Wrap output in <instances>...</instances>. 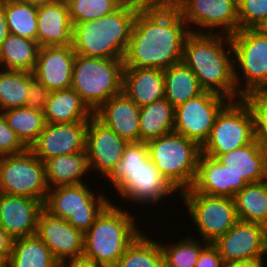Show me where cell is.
<instances>
[{
    "mask_svg": "<svg viewBox=\"0 0 267 267\" xmlns=\"http://www.w3.org/2000/svg\"><path fill=\"white\" fill-rule=\"evenodd\" d=\"M189 33L181 14L168 0H154L135 16L124 68L165 70L182 62L184 41Z\"/></svg>",
    "mask_w": 267,
    "mask_h": 267,
    "instance_id": "6da1fadb",
    "label": "cell"
},
{
    "mask_svg": "<svg viewBox=\"0 0 267 267\" xmlns=\"http://www.w3.org/2000/svg\"><path fill=\"white\" fill-rule=\"evenodd\" d=\"M182 62L196 75L204 91L230 101L242 98L237 92L234 78L230 35L190 32L184 41Z\"/></svg>",
    "mask_w": 267,
    "mask_h": 267,
    "instance_id": "7a4b0ae2",
    "label": "cell"
},
{
    "mask_svg": "<svg viewBox=\"0 0 267 267\" xmlns=\"http://www.w3.org/2000/svg\"><path fill=\"white\" fill-rule=\"evenodd\" d=\"M105 179L121 198L135 205L157 204L178 193L150 160L146 142L128 143L121 161Z\"/></svg>",
    "mask_w": 267,
    "mask_h": 267,
    "instance_id": "3957f363",
    "label": "cell"
},
{
    "mask_svg": "<svg viewBox=\"0 0 267 267\" xmlns=\"http://www.w3.org/2000/svg\"><path fill=\"white\" fill-rule=\"evenodd\" d=\"M140 8L121 5L99 19L73 25L76 54L102 59H124L135 16Z\"/></svg>",
    "mask_w": 267,
    "mask_h": 267,
    "instance_id": "277c9868",
    "label": "cell"
},
{
    "mask_svg": "<svg viewBox=\"0 0 267 267\" xmlns=\"http://www.w3.org/2000/svg\"><path fill=\"white\" fill-rule=\"evenodd\" d=\"M113 203L101 212L84 233L83 256L103 267H114L127 247L142 233L137 228L135 216Z\"/></svg>",
    "mask_w": 267,
    "mask_h": 267,
    "instance_id": "5b68a950",
    "label": "cell"
},
{
    "mask_svg": "<svg viewBox=\"0 0 267 267\" xmlns=\"http://www.w3.org/2000/svg\"><path fill=\"white\" fill-rule=\"evenodd\" d=\"M146 145L150 160L179 195L192 186L202 153L197 142L172 131Z\"/></svg>",
    "mask_w": 267,
    "mask_h": 267,
    "instance_id": "8992f818",
    "label": "cell"
},
{
    "mask_svg": "<svg viewBox=\"0 0 267 267\" xmlns=\"http://www.w3.org/2000/svg\"><path fill=\"white\" fill-rule=\"evenodd\" d=\"M123 72V59H102L76 54L71 88L94 113L110 98L123 92Z\"/></svg>",
    "mask_w": 267,
    "mask_h": 267,
    "instance_id": "52a82bcc",
    "label": "cell"
},
{
    "mask_svg": "<svg viewBox=\"0 0 267 267\" xmlns=\"http://www.w3.org/2000/svg\"><path fill=\"white\" fill-rule=\"evenodd\" d=\"M230 38L238 94L244 98L254 91L267 89V34L260 29H243Z\"/></svg>",
    "mask_w": 267,
    "mask_h": 267,
    "instance_id": "ba28073f",
    "label": "cell"
},
{
    "mask_svg": "<svg viewBox=\"0 0 267 267\" xmlns=\"http://www.w3.org/2000/svg\"><path fill=\"white\" fill-rule=\"evenodd\" d=\"M255 140L254 116L244 98L229 101L218 113L202 154L216 158Z\"/></svg>",
    "mask_w": 267,
    "mask_h": 267,
    "instance_id": "9c48e42d",
    "label": "cell"
},
{
    "mask_svg": "<svg viewBox=\"0 0 267 267\" xmlns=\"http://www.w3.org/2000/svg\"><path fill=\"white\" fill-rule=\"evenodd\" d=\"M93 191L88 183L55 187L49 189L44 207L85 233L112 202L105 192Z\"/></svg>",
    "mask_w": 267,
    "mask_h": 267,
    "instance_id": "30bf717a",
    "label": "cell"
},
{
    "mask_svg": "<svg viewBox=\"0 0 267 267\" xmlns=\"http://www.w3.org/2000/svg\"><path fill=\"white\" fill-rule=\"evenodd\" d=\"M48 191L44 163L29 149L16 155L0 156V193L45 203Z\"/></svg>",
    "mask_w": 267,
    "mask_h": 267,
    "instance_id": "8fae6325",
    "label": "cell"
},
{
    "mask_svg": "<svg viewBox=\"0 0 267 267\" xmlns=\"http://www.w3.org/2000/svg\"><path fill=\"white\" fill-rule=\"evenodd\" d=\"M188 214L202 241L214 243L238 221L234 199L197 192H181Z\"/></svg>",
    "mask_w": 267,
    "mask_h": 267,
    "instance_id": "7c38bea8",
    "label": "cell"
},
{
    "mask_svg": "<svg viewBox=\"0 0 267 267\" xmlns=\"http://www.w3.org/2000/svg\"><path fill=\"white\" fill-rule=\"evenodd\" d=\"M168 1L179 11L190 32L205 33L207 30L206 33H221L231 36L239 31L236 0ZM191 25L195 29H191Z\"/></svg>",
    "mask_w": 267,
    "mask_h": 267,
    "instance_id": "4fadbf2b",
    "label": "cell"
},
{
    "mask_svg": "<svg viewBox=\"0 0 267 267\" xmlns=\"http://www.w3.org/2000/svg\"><path fill=\"white\" fill-rule=\"evenodd\" d=\"M230 100L208 91L177 106L174 131L202 146L208 139L215 119Z\"/></svg>",
    "mask_w": 267,
    "mask_h": 267,
    "instance_id": "5bb4252c",
    "label": "cell"
},
{
    "mask_svg": "<svg viewBox=\"0 0 267 267\" xmlns=\"http://www.w3.org/2000/svg\"><path fill=\"white\" fill-rule=\"evenodd\" d=\"M224 263L248 261L267 255V227L238 220L212 243Z\"/></svg>",
    "mask_w": 267,
    "mask_h": 267,
    "instance_id": "9a60e30c",
    "label": "cell"
},
{
    "mask_svg": "<svg viewBox=\"0 0 267 267\" xmlns=\"http://www.w3.org/2000/svg\"><path fill=\"white\" fill-rule=\"evenodd\" d=\"M128 143L93 115L86 129L85 150L89 170H96L106 178L121 161Z\"/></svg>",
    "mask_w": 267,
    "mask_h": 267,
    "instance_id": "2e32d148",
    "label": "cell"
},
{
    "mask_svg": "<svg viewBox=\"0 0 267 267\" xmlns=\"http://www.w3.org/2000/svg\"><path fill=\"white\" fill-rule=\"evenodd\" d=\"M35 235L47 245L59 263L83 256L84 233L45 207L39 215Z\"/></svg>",
    "mask_w": 267,
    "mask_h": 267,
    "instance_id": "e0dca14e",
    "label": "cell"
},
{
    "mask_svg": "<svg viewBox=\"0 0 267 267\" xmlns=\"http://www.w3.org/2000/svg\"><path fill=\"white\" fill-rule=\"evenodd\" d=\"M88 122L46 123L29 150L42 162L55 156L85 151Z\"/></svg>",
    "mask_w": 267,
    "mask_h": 267,
    "instance_id": "ac0fdd59",
    "label": "cell"
},
{
    "mask_svg": "<svg viewBox=\"0 0 267 267\" xmlns=\"http://www.w3.org/2000/svg\"><path fill=\"white\" fill-rule=\"evenodd\" d=\"M247 184L242 176L234 174L216 158L201 153L194 182L183 192H197L233 199L236 192L241 191Z\"/></svg>",
    "mask_w": 267,
    "mask_h": 267,
    "instance_id": "d6986e66",
    "label": "cell"
},
{
    "mask_svg": "<svg viewBox=\"0 0 267 267\" xmlns=\"http://www.w3.org/2000/svg\"><path fill=\"white\" fill-rule=\"evenodd\" d=\"M75 56L72 44L40 47L34 77L49 91L71 88Z\"/></svg>",
    "mask_w": 267,
    "mask_h": 267,
    "instance_id": "ffe728a7",
    "label": "cell"
},
{
    "mask_svg": "<svg viewBox=\"0 0 267 267\" xmlns=\"http://www.w3.org/2000/svg\"><path fill=\"white\" fill-rule=\"evenodd\" d=\"M43 207L36 199L0 193V226L13 239L34 235Z\"/></svg>",
    "mask_w": 267,
    "mask_h": 267,
    "instance_id": "44dd1931",
    "label": "cell"
},
{
    "mask_svg": "<svg viewBox=\"0 0 267 267\" xmlns=\"http://www.w3.org/2000/svg\"><path fill=\"white\" fill-rule=\"evenodd\" d=\"M94 116L129 143L140 142V107L124 92L106 101Z\"/></svg>",
    "mask_w": 267,
    "mask_h": 267,
    "instance_id": "7402d4cb",
    "label": "cell"
},
{
    "mask_svg": "<svg viewBox=\"0 0 267 267\" xmlns=\"http://www.w3.org/2000/svg\"><path fill=\"white\" fill-rule=\"evenodd\" d=\"M37 42L40 47L72 44L73 24L65 0L38 6Z\"/></svg>",
    "mask_w": 267,
    "mask_h": 267,
    "instance_id": "603a6c76",
    "label": "cell"
},
{
    "mask_svg": "<svg viewBox=\"0 0 267 267\" xmlns=\"http://www.w3.org/2000/svg\"><path fill=\"white\" fill-rule=\"evenodd\" d=\"M216 159L234 174L242 176L248 184L267 180V148L257 139L241 148L220 154Z\"/></svg>",
    "mask_w": 267,
    "mask_h": 267,
    "instance_id": "cb8c5ba5",
    "label": "cell"
},
{
    "mask_svg": "<svg viewBox=\"0 0 267 267\" xmlns=\"http://www.w3.org/2000/svg\"><path fill=\"white\" fill-rule=\"evenodd\" d=\"M123 92L139 107L165 98V79L159 68H124Z\"/></svg>",
    "mask_w": 267,
    "mask_h": 267,
    "instance_id": "d4e9b609",
    "label": "cell"
},
{
    "mask_svg": "<svg viewBox=\"0 0 267 267\" xmlns=\"http://www.w3.org/2000/svg\"><path fill=\"white\" fill-rule=\"evenodd\" d=\"M43 112L46 123L50 124L88 122L94 115L72 88L50 91Z\"/></svg>",
    "mask_w": 267,
    "mask_h": 267,
    "instance_id": "484cf974",
    "label": "cell"
},
{
    "mask_svg": "<svg viewBox=\"0 0 267 267\" xmlns=\"http://www.w3.org/2000/svg\"><path fill=\"white\" fill-rule=\"evenodd\" d=\"M43 163L49 189L82 184L85 182V176L88 172L90 173L86 150L69 155L55 156L43 161Z\"/></svg>",
    "mask_w": 267,
    "mask_h": 267,
    "instance_id": "4316f807",
    "label": "cell"
},
{
    "mask_svg": "<svg viewBox=\"0 0 267 267\" xmlns=\"http://www.w3.org/2000/svg\"><path fill=\"white\" fill-rule=\"evenodd\" d=\"M165 79V99L174 107L202 94L196 75L183 62L163 70Z\"/></svg>",
    "mask_w": 267,
    "mask_h": 267,
    "instance_id": "83f0119b",
    "label": "cell"
},
{
    "mask_svg": "<svg viewBox=\"0 0 267 267\" xmlns=\"http://www.w3.org/2000/svg\"><path fill=\"white\" fill-rule=\"evenodd\" d=\"M39 48L37 41L10 33L0 45V69L33 73Z\"/></svg>",
    "mask_w": 267,
    "mask_h": 267,
    "instance_id": "f1b7e54d",
    "label": "cell"
},
{
    "mask_svg": "<svg viewBox=\"0 0 267 267\" xmlns=\"http://www.w3.org/2000/svg\"><path fill=\"white\" fill-rule=\"evenodd\" d=\"M7 267H59V262L34 234L13 240Z\"/></svg>",
    "mask_w": 267,
    "mask_h": 267,
    "instance_id": "f546056e",
    "label": "cell"
},
{
    "mask_svg": "<svg viewBox=\"0 0 267 267\" xmlns=\"http://www.w3.org/2000/svg\"><path fill=\"white\" fill-rule=\"evenodd\" d=\"M175 108L165 99L140 107V142L174 131Z\"/></svg>",
    "mask_w": 267,
    "mask_h": 267,
    "instance_id": "4dcf8cb0",
    "label": "cell"
},
{
    "mask_svg": "<svg viewBox=\"0 0 267 267\" xmlns=\"http://www.w3.org/2000/svg\"><path fill=\"white\" fill-rule=\"evenodd\" d=\"M233 199L238 220L267 227V180L247 184Z\"/></svg>",
    "mask_w": 267,
    "mask_h": 267,
    "instance_id": "1f68e13d",
    "label": "cell"
},
{
    "mask_svg": "<svg viewBox=\"0 0 267 267\" xmlns=\"http://www.w3.org/2000/svg\"><path fill=\"white\" fill-rule=\"evenodd\" d=\"M0 113L28 149L37 140L46 125L43 111L26 106L10 108Z\"/></svg>",
    "mask_w": 267,
    "mask_h": 267,
    "instance_id": "d6a6232c",
    "label": "cell"
},
{
    "mask_svg": "<svg viewBox=\"0 0 267 267\" xmlns=\"http://www.w3.org/2000/svg\"><path fill=\"white\" fill-rule=\"evenodd\" d=\"M114 267H164L160 241L139 234Z\"/></svg>",
    "mask_w": 267,
    "mask_h": 267,
    "instance_id": "836d02e7",
    "label": "cell"
},
{
    "mask_svg": "<svg viewBox=\"0 0 267 267\" xmlns=\"http://www.w3.org/2000/svg\"><path fill=\"white\" fill-rule=\"evenodd\" d=\"M4 5L7 26L11 34L37 41L38 6L17 0H0Z\"/></svg>",
    "mask_w": 267,
    "mask_h": 267,
    "instance_id": "e575fe53",
    "label": "cell"
},
{
    "mask_svg": "<svg viewBox=\"0 0 267 267\" xmlns=\"http://www.w3.org/2000/svg\"><path fill=\"white\" fill-rule=\"evenodd\" d=\"M29 88V72L0 70V112L26 106Z\"/></svg>",
    "mask_w": 267,
    "mask_h": 267,
    "instance_id": "d590c367",
    "label": "cell"
},
{
    "mask_svg": "<svg viewBox=\"0 0 267 267\" xmlns=\"http://www.w3.org/2000/svg\"><path fill=\"white\" fill-rule=\"evenodd\" d=\"M193 238L190 235L170 245L160 242L164 267H195L201 251L209 243H202L199 239Z\"/></svg>",
    "mask_w": 267,
    "mask_h": 267,
    "instance_id": "8d00e7d4",
    "label": "cell"
},
{
    "mask_svg": "<svg viewBox=\"0 0 267 267\" xmlns=\"http://www.w3.org/2000/svg\"><path fill=\"white\" fill-rule=\"evenodd\" d=\"M72 24L99 19L117 10L116 0H65Z\"/></svg>",
    "mask_w": 267,
    "mask_h": 267,
    "instance_id": "74e56055",
    "label": "cell"
},
{
    "mask_svg": "<svg viewBox=\"0 0 267 267\" xmlns=\"http://www.w3.org/2000/svg\"><path fill=\"white\" fill-rule=\"evenodd\" d=\"M244 99L253 112L255 139L267 148V89L249 93Z\"/></svg>",
    "mask_w": 267,
    "mask_h": 267,
    "instance_id": "f35d334b",
    "label": "cell"
},
{
    "mask_svg": "<svg viewBox=\"0 0 267 267\" xmlns=\"http://www.w3.org/2000/svg\"><path fill=\"white\" fill-rule=\"evenodd\" d=\"M239 30L259 29L267 20V0H239Z\"/></svg>",
    "mask_w": 267,
    "mask_h": 267,
    "instance_id": "ab89813d",
    "label": "cell"
},
{
    "mask_svg": "<svg viewBox=\"0 0 267 267\" xmlns=\"http://www.w3.org/2000/svg\"><path fill=\"white\" fill-rule=\"evenodd\" d=\"M27 149L0 113V156L20 154Z\"/></svg>",
    "mask_w": 267,
    "mask_h": 267,
    "instance_id": "60d3db41",
    "label": "cell"
},
{
    "mask_svg": "<svg viewBox=\"0 0 267 267\" xmlns=\"http://www.w3.org/2000/svg\"><path fill=\"white\" fill-rule=\"evenodd\" d=\"M50 91L29 72V88L26 95V107L44 111Z\"/></svg>",
    "mask_w": 267,
    "mask_h": 267,
    "instance_id": "b9f144b4",
    "label": "cell"
},
{
    "mask_svg": "<svg viewBox=\"0 0 267 267\" xmlns=\"http://www.w3.org/2000/svg\"><path fill=\"white\" fill-rule=\"evenodd\" d=\"M225 263L217 248L209 243L200 253L195 267H224Z\"/></svg>",
    "mask_w": 267,
    "mask_h": 267,
    "instance_id": "7bdbcfd3",
    "label": "cell"
},
{
    "mask_svg": "<svg viewBox=\"0 0 267 267\" xmlns=\"http://www.w3.org/2000/svg\"><path fill=\"white\" fill-rule=\"evenodd\" d=\"M59 267H103L96 264L93 260L84 256L66 259L59 263Z\"/></svg>",
    "mask_w": 267,
    "mask_h": 267,
    "instance_id": "ee69618b",
    "label": "cell"
},
{
    "mask_svg": "<svg viewBox=\"0 0 267 267\" xmlns=\"http://www.w3.org/2000/svg\"><path fill=\"white\" fill-rule=\"evenodd\" d=\"M13 238L0 226V254L7 260L12 251Z\"/></svg>",
    "mask_w": 267,
    "mask_h": 267,
    "instance_id": "f6af8a7d",
    "label": "cell"
},
{
    "mask_svg": "<svg viewBox=\"0 0 267 267\" xmlns=\"http://www.w3.org/2000/svg\"><path fill=\"white\" fill-rule=\"evenodd\" d=\"M266 260L264 262V258L260 257L253 260L248 261H237L225 263L224 267H265Z\"/></svg>",
    "mask_w": 267,
    "mask_h": 267,
    "instance_id": "bcb514c9",
    "label": "cell"
},
{
    "mask_svg": "<svg viewBox=\"0 0 267 267\" xmlns=\"http://www.w3.org/2000/svg\"><path fill=\"white\" fill-rule=\"evenodd\" d=\"M10 31L7 26L6 16L4 12V5L0 1V45L4 42V40L9 36Z\"/></svg>",
    "mask_w": 267,
    "mask_h": 267,
    "instance_id": "7dc6e473",
    "label": "cell"
},
{
    "mask_svg": "<svg viewBox=\"0 0 267 267\" xmlns=\"http://www.w3.org/2000/svg\"><path fill=\"white\" fill-rule=\"evenodd\" d=\"M116 1H118L121 5L143 8L150 5L154 0H116Z\"/></svg>",
    "mask_w": 267,
    "mask_h": 267,
    "instance_id": "c3c4849f",
    "label": "cell"
},
{
    "mask_svg": "<svg viewBox=\"0 0 267 267\" xmlns=\"http://www.w3.org/2000/svg\"><path fill=\"white\" fill-rule=\"evenodd\" d=\"M17 1H20V2H23V3H28V4H34V5H43L45 3H49V2H52V1H55V0H17Z\"/></svg>",
    "mask_w": 267,
    "mask_h": 267,
    "instance_id": "681fc988",
    "label": "cell"
},
{
    "mask_svg": "<svg viewBox=\"0 0 267 267\" xmlns=\"http://www.w3.org/2000/svg\"><path fill=\"white\" fill-rule=\"evenodd\" d=\"M8 260L0 254V267H7Z\"/></svg>",
    "mask_w": 267,
    "mask_h": 267,
    "instance_id": "f907efd6",
    "label": "cell"
},
{
    "mask_svg": "<svg viewBox=\"0 0 267 267\" xmlns=\"http://www.w3.org/2000/svg\"><path fill=\"white\" fill-rule=\"evenodd\" d=\"M262 32L267 34V20L264 22V24L259 28Z\"/></svg>",
    "mask_w": 267,
    "mask_h": 267,
    "instance_id": "816d5d0a",
    "label": "cell"
}]
</instances>
